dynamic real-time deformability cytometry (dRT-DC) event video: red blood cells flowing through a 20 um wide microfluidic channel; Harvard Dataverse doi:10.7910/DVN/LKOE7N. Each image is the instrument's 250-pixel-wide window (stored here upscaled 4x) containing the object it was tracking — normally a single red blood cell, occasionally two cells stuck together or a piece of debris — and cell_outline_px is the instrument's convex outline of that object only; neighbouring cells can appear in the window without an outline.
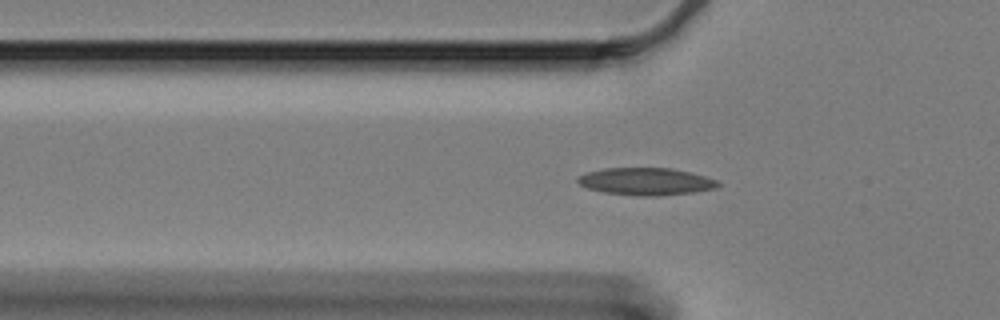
{"species": "Egyptian fruit bat (a non-hibernating species)", "species_latin": "Rousettus aegyptiacus", "temperature_condition": "cold", "stored_images_in_passage": 38, "camera_frame_rate_fps": 3000, "um_per_image_px": 0.085, "animal": {"sex": "female"}, "frame": {"image": 1, "passage_image": 2, "time_ms": 0.333, "image_size_px": [1000, 320], "cell_outline_px": [[720, 184], [716, 188], [692, 192], [660, 196], [632, 196], [604, 192], [588, 188], [580, 184], [576, 180], [576, 176], [588, 172], [604, 168], [672, 168], [692, 172], [716, 180]], "centroid_in_image_um": [54.89, 15.42], "position_along_channel_um": 70.9, "area_um2": 22.43}}
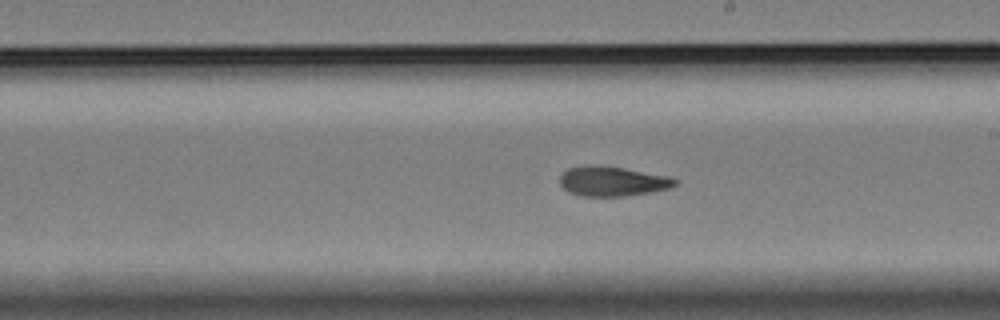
{"frame": {"image": 2, "passage_image": 17, "time_ms": 5.333, "image_size_px": [1000, 320], "cell_outline_px": [[676, 184], [668, 188], [652, 192], [624, 196], [580, 196], [568, 192], [560, 184], [560, 176], [568, 168], [588, 164], [600, 164], [624, 168], [668, 176], [676, 180]], "centroid_in_image_um": [52.01, 15.4], "position_along_channel_um": 237.0, "area_um2": 20.06}}
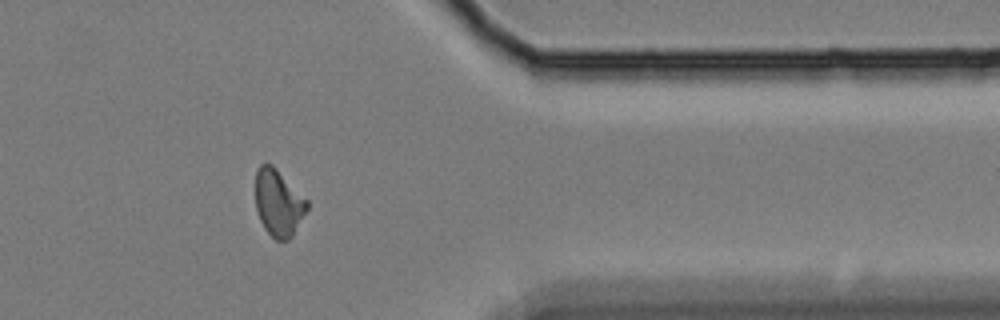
{"frame": {"image": 3, "passage_image": 32, "time_ms": 10.333, "image_size_px": [1000, 320], "cell_outline_px": [[308, 208], [292, 236], [288, 240], [276, 240], [264, 228], [260, 220], [256, 208], [256, 168], [260, 164], [272, 164], [308, 200]], "centroid_in_image_um": [23.66, 17.23], "position_along_channel_um": 387.7, "area_um2": 19.94}, "authors_computed_cell_mechanics": {"area_um2": 20.3167, "velocity_mm_per_s": 3.3077, "shape_relaxation_time_tau1_ms": null, "shape_relaxation_time_tau2_ms": 4.5104, "deformation_change_tau1": null, "deformation_change_tau2": 0.1009}}